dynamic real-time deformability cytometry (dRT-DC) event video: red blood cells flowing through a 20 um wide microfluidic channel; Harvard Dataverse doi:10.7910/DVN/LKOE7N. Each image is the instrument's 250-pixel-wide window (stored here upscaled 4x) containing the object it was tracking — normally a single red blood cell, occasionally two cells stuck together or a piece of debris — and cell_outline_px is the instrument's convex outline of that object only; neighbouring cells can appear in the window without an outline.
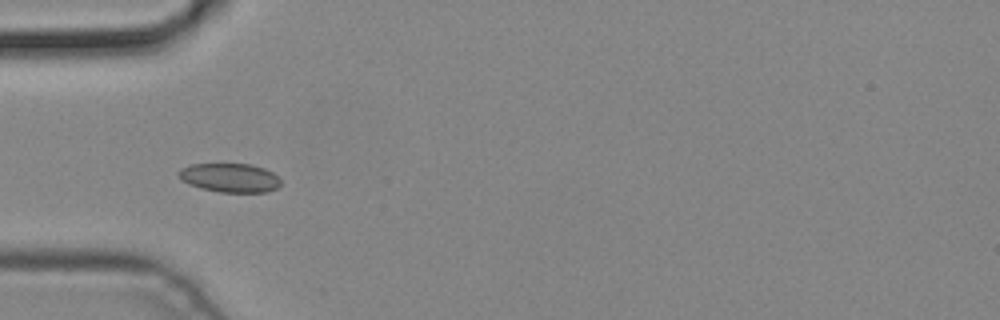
{"species": "common noctule bat (a hibernating species)", "species_latin": "Nyctalus noctula", "temperature_condition": "cold", "stored_images_in_passage": 4, "camera_frame_rate_fps": 3000, "um_per_image_px": 0.085, "animal": {"sex": "male", "body_mass_g": 19.2, "forearm_length_mm": 51.8}, "frame": {"image": 1, "passage_image": 3, "time_ms": 0.667, "image_size_px": [1000, 320], "cell_outline_px": [[280, 184], [276, 188], [264, 192], [220, 192], [200, 188], [180, 180], [176, 172], [180, 168], [192, 164], [252, 164], [264, 168], [272, 172], [280, 180]], "centroid_in_image_um": [19.49, 15.1], "position_along_channel_um": 65.5, "area_um2": 17.22}}
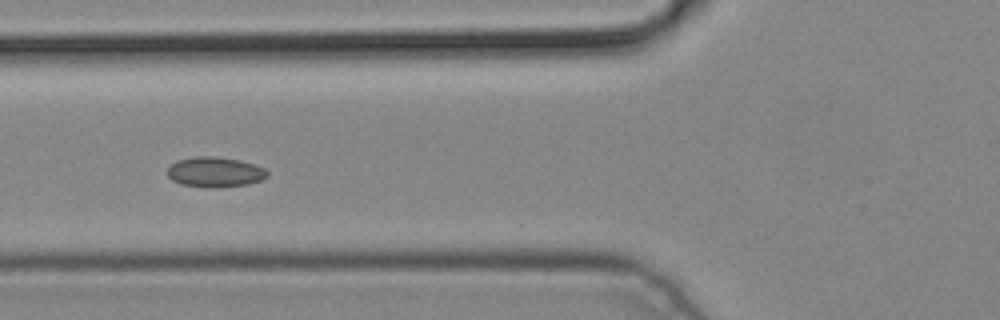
{"frame": {"image": 2, "passage_image": 4, "time_ms": 1.0, "image_size_px": [1000, 320], "cell_outline_px": [[268, 176], [260, 180], [248, 184], [212, 188], [208, 188], [180, 184], [172, 180], [168, 176], [168, 168], [176, 160], [196, 156], [212, 156], [240, 160], [264, 168], [268, 172]], "centroid_in_image_um": [18.25, 14.63], "position_along_channel_um": 107.5, "area_um2": 17.51}}